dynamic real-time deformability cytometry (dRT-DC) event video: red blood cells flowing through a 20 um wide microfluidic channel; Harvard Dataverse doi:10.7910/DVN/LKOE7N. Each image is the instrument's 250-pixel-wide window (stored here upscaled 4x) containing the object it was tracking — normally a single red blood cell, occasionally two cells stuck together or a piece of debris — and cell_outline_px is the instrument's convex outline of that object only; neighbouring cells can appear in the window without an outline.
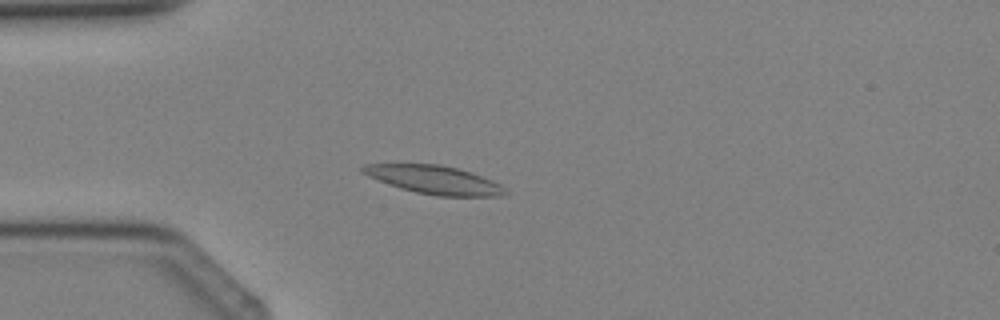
{"species": "Egyptian fruit bat (a non-hibernating species)", "species_latin": "Rousettus aegyptiacus", "temperature_condition": "cold", "stored_images_in_passage": 3, "camera_frame_rate_fps": 3000, "um_per_image_px": 0.085, "animal": {"sex": "female"}, "frame": {"image": 1, "passage_image": 3, "time_ms": 2.333, "image_size_px": [1000, 320], "cell_outline_px": [[508, 192], [500, 196], [436, 196], [416, 192], [400, 188], [368, 176], [360, 172], [360, 168], [364, 164], [440, 164], [472, 172], [492, 180], [500, 184]], "centroid_in_image_um": [36.9, 15.28], "position_along_channel_um": 48.1, "area_um2": 23.47}}